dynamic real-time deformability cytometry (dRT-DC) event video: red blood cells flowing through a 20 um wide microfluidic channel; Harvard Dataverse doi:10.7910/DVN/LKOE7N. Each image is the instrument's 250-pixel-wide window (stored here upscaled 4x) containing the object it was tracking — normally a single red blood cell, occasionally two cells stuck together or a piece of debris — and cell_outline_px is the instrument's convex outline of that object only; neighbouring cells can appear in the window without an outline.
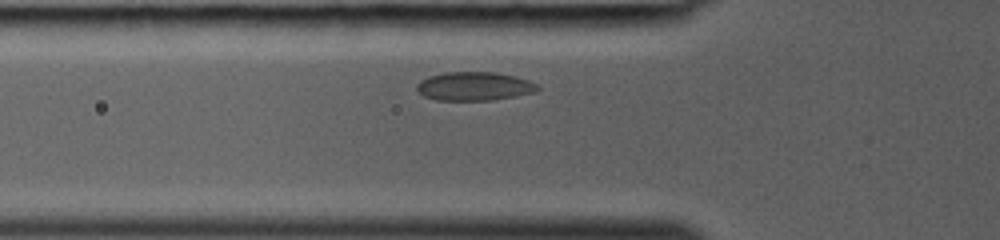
{"species": "common noctule bat (a hibernating species)", "species_latin": "Nyctalus noctula", "temperature_condition": "room temperature", "stored_images_in_passage": 28, "camera_frame_rate_fps": 3000, "um_per_image_px": 0.085, "animal": {"sex": "female", "body_mass_g": 19.0, "forearm_length_mm": 53.3}, "frame": {"image": 1, "passage_image": 8, "time_ms": 2.333, "image_size_px": [1000, 240], "cell_outline_px": [[540, 88], [536, 92], [516, 96], [492, 100], [436, 100], [424, 96], [416, 88], [416, 84], [420, 80], [428, 76], [444, 72], [496, 72], [516, 76], [528, 80], [536, 84]], "centroid_in_image_um": [40.31, 7.32], "position_along_channel_um": 85.5, "area_um2": 20.29}}
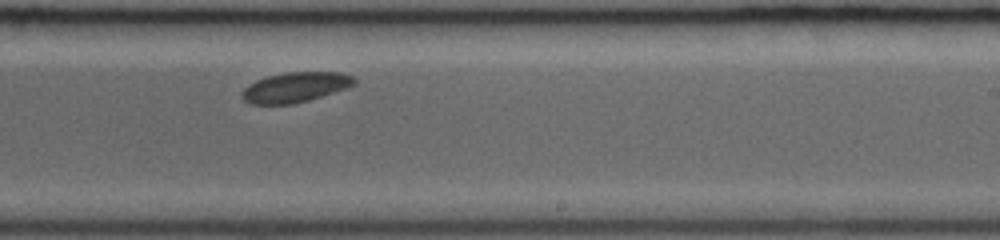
{"frame": {"image": 2, "passage_image": 19, "time_ms": 6.0, "image_size_px": [1000, 240], "cell_outline_px": [[356, 84], [308, 100], [292, 104], [248, 104], [240, 96], [244, 88], [248, 84], [256, 80], [268, 76], [284, 72], [340, 72], [352, 76], [356, 80]], "centroid_in_image_um": [25.05, 7.41], "position_along_channel_um": 264.0, "area_um2": 19.54}}
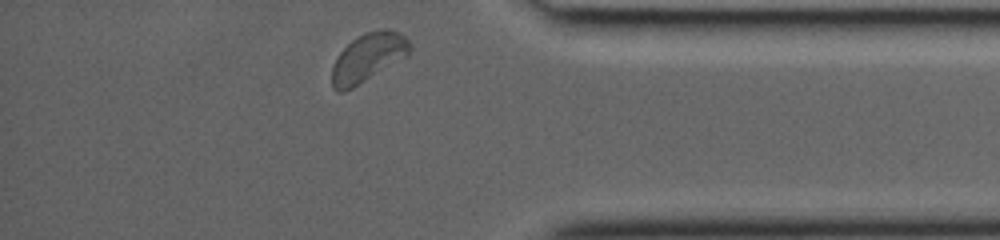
{"frame": {"image": 3, "passage_image": 28, "time_ms": 9.0, "image_size_px": [1000, 240], "cell_outline_px": [[412, 48], [408, 56], [352, 88], [344, 92], [336, 92], [332, 88], [332, 68], [340, 52], [356, 36], [364, 32], [384, 28], [388, 28], [400, 32], [408, 40]], "centroid_in_image_um": [31.3, 4.87], "position_along_channel_um": 403.9, "area_um2": 22.14}}